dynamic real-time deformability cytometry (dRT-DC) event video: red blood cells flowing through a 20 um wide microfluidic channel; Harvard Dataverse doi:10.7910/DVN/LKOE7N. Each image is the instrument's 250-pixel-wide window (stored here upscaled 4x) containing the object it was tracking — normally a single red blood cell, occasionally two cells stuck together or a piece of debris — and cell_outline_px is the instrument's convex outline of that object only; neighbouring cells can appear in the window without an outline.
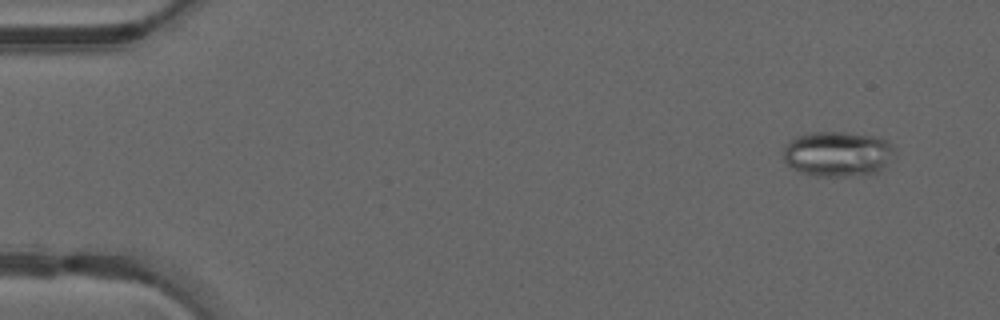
{"species": "common noctule bat (a hibernating species)", "species_latin": "Nyctalus noctula", "temperature_condition": "warm", "stored_images_in_passage": 3, "camera_frame_rate_fps": 3000, "um_per_image_px": 0.085, "animal": {"sex": "male", "forearm_length_mm": 52.5}, "frame": {"image": 1, "passage_image": 1, "time_ms": 0.0, "image_size_px": [1000, 320], "cell_outline_px": [[896, 152], [880, 172], [848, 176], [816, 176], [800, 172], [792, 168], [784, 160], [784, 144], [788, 140], [796, 136], [808, 132], [844, 132], [872, 136], [888, 140], [896, 148]], "centroid_in_image_um": [71.2, 13.07], "position_along_channel_um": 13.8, "area_um2": 29.65}}